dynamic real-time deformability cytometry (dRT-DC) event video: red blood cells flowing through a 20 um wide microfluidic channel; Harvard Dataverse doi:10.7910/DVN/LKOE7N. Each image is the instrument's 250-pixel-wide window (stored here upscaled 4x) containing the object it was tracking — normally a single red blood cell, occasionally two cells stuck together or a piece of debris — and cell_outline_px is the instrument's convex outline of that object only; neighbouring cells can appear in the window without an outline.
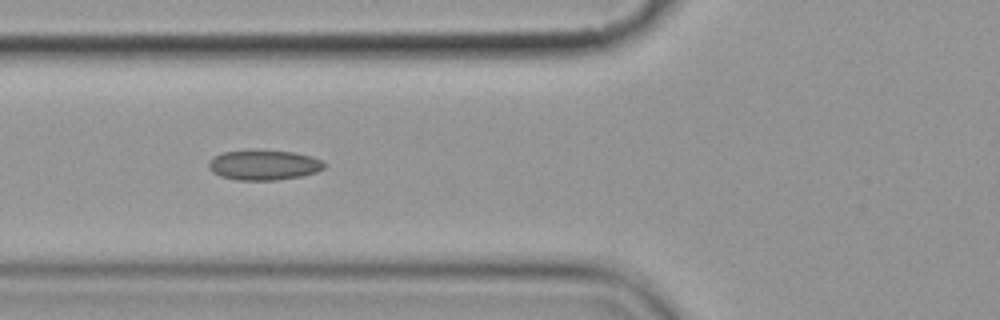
{"species": "common noctule bat (a hibernating species)", "species_latin": "Nyctalus noctula", "temperature_condition": "cold", "stored_images_in_passage": 9, "camera_frame_rate_fps": 3000, "um_per_image_px": 0.085, "animal": {"sex": "female", "body_mass_g": 19.9}, "frame": {"image": 1, "passage_image": 6, "time_ms": 5.667, "image_size_px": [1000, 320], "cell_outline_px": [[328, 164], [324, 168], [316, 172], [304, 176], [276, 180], [236, 180], [220, 176], [212, 172], [208, 168], [208, 160], [212, 156], [224, 152], [248, 148], [256, 148], [292, 152], [312, 156]], "centroid_in_image_um": [22.39, 14.0], "position_along_channel_um": 103.4, "area_um2": 21.04}}
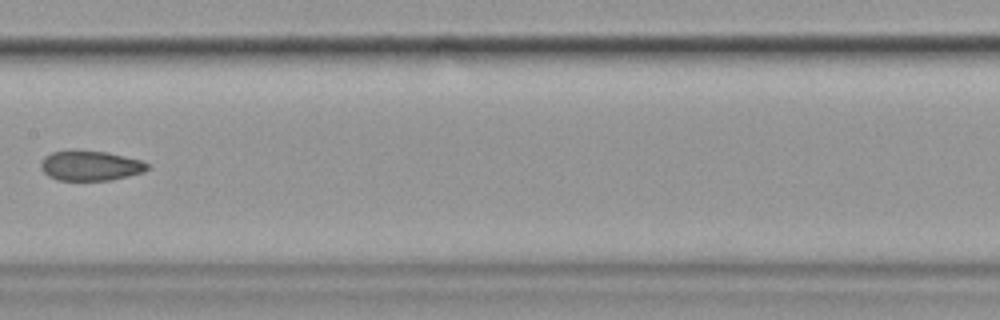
{"frame": {"image": 2, "passage_image": 8, "time_ms": 8.333, "image_size_px": [1000, 320], "cell_outline_px": [[148, 168], [144, 172], [112, 180], [56, 180], [48, 176], [40, 168], [40, 164], [44, 156], [52, 152], [104, 152], [124, 156], [140, 160], [148, 164]], "centroid_in_image_um": [7.67, 14.12], "position_along_channel_um": 199.7, "area_um2": 18.15}}
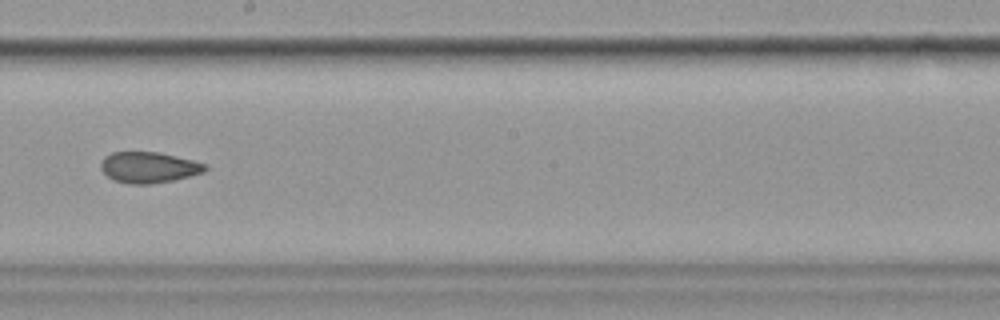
{"frame": {"image": 3, "passage_image": 9, "time_ms": 9.333, "image_size_px": [1000, 320], "cell_outline_px": [[208, 168], [204, 172], [176, 180], [152, 184], [128, 184], [112, 180], [100, 168], [100, 164], [104, 156], [112, 152], [160, 152], [208, 164]], "centroid_in_image_um": [12.65, 14.23], "position_along_channel_um": 235.5, "area_um2": 19.07}}